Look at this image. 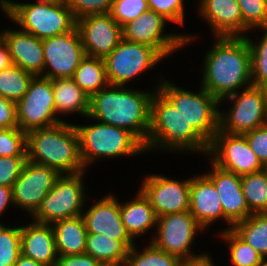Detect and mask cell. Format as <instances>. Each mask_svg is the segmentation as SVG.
<instances>
[{
	"label": "cell",
	"instance_id": "cell-34",
	"mask_svg": "<svg viewBox=\"0 0 267 266\" xmlns=\"http://www.w3.org/2000/svg\"><path fill=\"white\" fill-rule=\"evenodd\" d=\"M229 242L231 262L234 266H261L263 257L244 242L232 229L221 234Z\"/></svg>",
	"mask_w": 267,
	"mask_h": 266
},
{
	"label": "cell",
	"instance_id": "cell-35",
	"mask_svg": "<svg viewBox=\"0 0 267 266\" xmlns=\"http://www.w3.org/2000/svg\"><path fill=\"white\" fill-rule=\"evenodd\" d=\"M261 42H254L247 38L251 51V81L252 85L267 88V27Z\"/></svg>",
	"mask_w": 267,
	"mask_h": 266
},
{
	"label": "cell",
	"instance_id": "cell-47",
	"mask_svg": "<svg viewBox=\"0 0 267 266\" xmlns=\"http://www.w3.org/2000/svg\"><path fill=\"white\" fill-rule=\"evenodd\" d=\"M14 203L12 187L0 186V215L7 208V205Z\"/></svg>",
	"mask_w": 267,
	"mask_h": 266
},
{
	"label": "cell",
	"instance_id": "cell-24",
	"mask_svg": "<svg viewBox=\"0 0 267 266\" xmlns=\"http://www.w3.org/2000/svg\"><path fill=\"white\" fill-rule=\"evenodd\" d=\"M189 211L204 229L218 218L223 219L219 194L206 175L190 178Z\"/></svg>",
	"mask_w": 267,
	"mask_h": 266
},
{
	"label": "cell",
	"instance_id": "cell-12",
	"mask_svg": "<svg viewBox=\"0 0 267 266\" xmlns=\"http://www.w3.org/2000/svg\"><path fill=\"white\" fill-rule=\"evenodd\" d=\"M213 162L218 167L235 173L246 175L264 170V165L242 134H228L220 129L209 144V151Z\"/></svg>",
	"mask_w": 267,
	"mask_h": 266
},
{
	"label": "cell",
	"instance_id": "cell-14",
	"mask_svg": "<svg viewBox=\"0 0 267 266\" xmlns=\"http://www.w3.org/2000/svg\"><path fill=\"white\" fill-rule=\"evenodd\" d=\"M166 20L149 10L122 27L123 39L151 46L164 58L194 38L180 34L163 35Z\"/></svg>",
	"mask_w": 267,
	"mask_h": 266
},
{
	"label": "cell",
	"instance_id": "cell-5",
	"mask_svg": "<svg viewBox=\"0 0 267 266\" xmlns=\"http://www.w3.org/2000/svg\"><path fill=\"white\" fill-rule=\"evenodd\" d=\"M37 3H14L1 0L3 12L26 32L43 40L72 31L76 19L64 0H38Z\"/></svg>",
	"mask_w": 267,
	"mask_h": 266
},
{
	"label": "cell",
	"instance_id": "cell-31",
	"mask_svg": "<svg viewBox=\"0 0 267 266\" xmlns=\"http://www.w3.org/2000/svg\"><path fill=\"white\" fill-rule=\"evenodd\" d=\"M243 195L252 213L267 212V174L264 170L241 176Z\"/></svg>",
	"mask_w": 267,
	"mask_h": 266
},
{
	"label": "cell",
	"instance_id": "cell-3",
	"mask_svg": "<svg viewBox=\"0 0 267 266\" xmlns=\"http://www.w3.org/2000/svg\"><path fill=\"white\" fill-rule=\"evenodd\" d=\"M27 160L45 165L61 175L84 172L75 125L62 122L26 133Z\"/></svg>",
	"mask_w": 267,
	"mask_h": 266
},
{
	"label": "cell",
	"instance_id": "cell-38",
	"mask_svg": "<svg viewBox=\"0 0 267 266\" xmlns=\"http://www.w3.org/2000/svg\"><path fill=\"white\" fill-rule=\"evenodd\" d=\"M27 157L26 132L19 128L0 129V157Z\"/></svg>",
	"mask_w": 267,
	"mask_h": 266
},
{
	"label": "cell",
	"instance_id": "cell-25",
	"mask_svg": "<svg viewBox=\"0 0 267 266\" xmlns=\"http://www.w3.org/2000/svg\"><path fill=\"white\" fill-rule=\"evenodd\" d=\"M58 256L82 254L86 247L87 230L82 215L53 222Z\"/></svg>",
	"mask_w": 267,
	"mask_h": 266
},
{
	"label": "cell",
	"instance_id": "cell-20",
	"mask_svg": "<svg viewBox=\"0 0 267 266\" xmlns=\"http://www.w3.org/2000/svg\"><path fill=\"white\" fill-rule=\"evenodd\" d=\"M88 234H101L120 240L128 249L134 246L121 220L120 204L108 195L82 214Z\"/></svg>",
	"mask_w": 267,
	"mask_h": 266
},
{
	"label": "cell",
	"instance_id": "cell-16",
	"mask_svg": "<svg viewBox=\"0 0 267 266\" xmlns=\"http://www.w3.org/2000/svg\"><path fill=\"white\" fill-rule=\"evenodd\" d=\"M86 56L105 59L123 39L122 27L110 13L87 15L76 20Z\"/></svg>",
	"mask_w": 267,
	"mask_h": 266
},
{
	"label": "cell",
	"instance_id": "cell-21",
	"mask_svg": "<svg viewBox=\"0 0 267 266\" xmlns=\"http://www.w3.org/2000/svg\"><path fill=\"white\" fill-rule=\"evenodd\" d=\"M0 37L7 45L11 63L34 76L43 74L42 40L24 30L5 31Z\"/></svg>",
	"mask_w": 267,
	"mask_h": 266
},
{
	"label": "cell",
	"instance_id": "cell-15",
	"mask_svg": "<svg viewBox=\"0 0 267 266\" xmlns=\"http://www.w3.org/2000/svg\"><path fill=\"white\" fill-rule=\"evenodd\" d=\"M158 234L152 243L179 259L193 257L190 245L198 229H204L190 211L167 214L157 218Z\"/></svg>",
	"mask_w": 267,
	"mask_h": 266
},
{
	"label": "cell",
	"instance_id": "cell-26",
	"mask_svg": "<svg viewBox=\"0 0 267 266\" xmlns=\"http://www.w3.org/2000/svg\"><path fill=\"white\" fill-rule=\"evenodd\" d=\"M135 200L120 204V215L123 225L129 236L133 239L148 229L157 225V215L149 199L139 190Z\"/></svg>",
	"mask_w": 267,
	"mask_h": 266
},
{
	"label": "cell",
	"instance_id": "cell-19",
	"mask_svg": "<svg viewBox=\"0 0 267 266\" xmlns=\"http://www.w3.org/2000/svg\"><path fill=\"white\" fill-rule=\"evenodd\" d=\"M212 167L213 171L205 175L214 184L219 194L223 210V219L233 227L235 224L244 221L253 214L249 210L243 195L241 176L226 171L214 163Z\"/></svg>",
	"mask_w": 267,
	"mask_h": 266
},
{
	"label": "cell",
	"instance_id": "cell-45",
	"mask_svg": "<svg viewBox=\"0 0 267 266\" xmlns=\"http://www.w3.org/2000/svg\"><path fill=\"white\" fill-rule=\"evenodd\" d=\"M56 266H106L86 253L58 256Z\"/></svg>",
	"mask_w": 267,
	"mask_h": 266
},
{
	"label": "cell",
	"instance_id": "cell-41",
	"mask_svg": "<svg viewBox=\"0 0 267 266\" xmlns=\"http://www.w3.org/2000/svg\"><path fill=\"white\" fill-rule=\"evenodd\" d=\"M151 11L162 15L165 19L183 24L184 0H147Z\"/></svg>",
	"mask_w": 267,
	"mask_h": 266
},
{
	"label": "cell",
	"instance_id": "cell-36",
	"mask_svg": "<svg viewBox=\"0 0 267 266\" xmlns=\"http://www.w3.org/2000/svg\"><path fill=\"white\" fill-rule=\"evenodd\" d=\"M21 254V227L8 228L0 223V266H14Z\"/></svg>",
	"mask_w": 267,
	"mask_h": 266
},
{
	"label": "cell",
	"instance_id": "cell-42",
	"mask_svg": "<svg viewBox=\"0 0 267 266\" xmlns=\"http://www.w3.org/2000/svg\"><path fill=\"white\" fill-rule=\"evenodd\" d=\"M27 157H0V186L13 187Z\"/></svg>",
	"mask_w": 267,
	"mask_h": 266
},
{
	"label": "cell",
	"instance_id": "cell-4",
	"mask_svg": "<svg viewBox=\"0 0 267 266\" xmlns=\"http://www.w3.org/2000/svg\"><path fill=\"white\" fill-rule=\"evenodd\" d=\"M194 150L208 154L209 144L192 128L174 105L157 89L151 99L146 149Z\"/></svg>",
	"mask_w": 267,
	"mask_h": 266
},
{
	"label": "cell",
	"instance_id": "cell-13",
	"mask_svg": "<svg viewBox=\"0 0 267 266\" xmlns=\"http://www.w3.org/2000/svg\"><path fill=\"white\" fill-rule=\"evenodd\" d=\"M44 49L43 77L49 79L72 78L86 53L80 34L72 31L42 40ZM50 66V69H49ZM48 67L51 71H44Z\"/></svg>",
	"mask_w": 267,
	"mask_h": 266
},
{
	"label": "cell",
	"instance_id": "cell-28",
	"mask_svg": "<svg viewBox=\"0 0 267 266\" xmlns=\"http://www.w3.org/2000/svg\"><path fill=\"white\" fill-rule=\"evenodd\" d=\"M128 251L120 240L101 234H87L84 253L106 266H124Z\"/></svg>",
	"mask_w": 267,
	"mask_h": 266
},
{
	"label": "cell",
	"instance_id": "cell-22",
	"mask_svg": "<svg viewBox=\"0 0 267 266\" xmlns=\"http://www.w3.org/2000/svg\"><path fill=\"white\" fill-rule=\"evenodd\" d=\"M27 226L21 227V254L44 266H56L58 254L52 225L34 222Z\"/></svg>",
	"mask_w": 267,
	"mask_h": 266
},
{
	"label": "cell",
	"instance_id": "cell-1",
	"mask_svg": "<svg viewBox=\"0 0 267 266\" xmlns=\"http://www.w3.org/2000/svg\"><path fill=\"white\" fill-rule=\"evenodd\" d=\"M206 54L202 88L220 103L251 81V51L246 36L217 37Z\"/></svg>",
	"mask_w": 267,
	"mask_h": 266
},
{
	"label": "cell",
	"instance_id": "cell-40",
	"mask_svg": "<svg viewBox=\"0 0 267 266\" xmlns=\"http://www.w3.org/2000/svg\"><path fill=\"white\" fill-rule=\"evenodd\" d=\"M76 20L93 14L110 13L113 0H64Z\"/></svg>",
	"mask_w": 267,
	"mask_h": 266
},
{
	"label": "cell",
	"instance_id": "cell-30",
	"mask_svg": "<svg viewBox=\"0 0 267 266\" xmlns=\"http://www.w3.org/2000/svg\"><path fill=\"white\" fill-rule=\"evenodd\" d=\"M228 229H232L265 260L267 257V212L253 213L244 221Z\"/></svg>",
	"mask_w": 267,
	"mask_h": 266
},
{
	"label": "cell",
	"instance_id": "cell-29",
	"mask_svg": "<svg viewBox=\"0 0 267 266\" xmlns=\"http://www.w3.org/2000/svg\"><path fill=\"white\" fill-rule=\"evenodd\" d=\"M72 79L90 98L110 85L104 59L90 56L80 62Z\"/></svg>",
	"mask_w": 267,
	"mask_h": 266
},
{
	"label": "cell",
	"instance_id": "cell-43",
	"mask_svg": "<svg viewBox=\"0 0 267 266\" xmlns=\"http://www.w3.org/2000/svg\"><path fill=\"white\" fill-rule=\"evenodd\" d=\"M263 165L267 164V124L243 134Z\"/></svg>",
	"mask_w": 267,
	"mask_h": 266
},
{
	"label": "cell",
	"instance_id": "cell-11",
	"mask_svg": "<svg viewBox=\"0 0 267 266\" xmlns=\"http://www.w3.org/2000/svg\"><path fill=\"white\" fill-rule=\"evenodd\" d=\"M163 57L151 46L122 39L104 59L110 85L124 86Z\"/></svg>",
	"mask_w": 267,
	"mask_h": 266
},
{
	"label": "cell",
	"instance_id": "cell-17",
	"mask_svg": "<svg viewBox=\"0 0 267 266\" xmlns=\"http://www.w3.org/2000/svg\"><path fill=\"white\" fill-rule=\"evenodd\" d=\"M60 175L53 168L27 160L12 187L14 204L33 215Z\"/></svg>",
	"mask_w": 267,
	"mask_h": 266
},
{
	"label": "cell",
	"instance_id": "cell-39",
	"mask_svg": "<svg viewBox=\"0 0 267 266\" xmlns=\"http://www.w3.org/2000/svg\"><path fill=\"white\" fill-rule=\"evenodd\" d=\"M149 10L147 0H113L110 15L123 27Z\"/></svg>",
	"mask_w": 267,
	"mask_h": 266
},
{
	"label": "cell",
	"instance_id": "cell-2",
	"mask_svg": "<svg viewBox=\"0 0 267 266\" xmlns=\"http://www.w3.org/2000/svg\"><path fill=\"white\" fill-rule=\"evenodd\" d=\"M90 98L88 117L100 123L127 129L146 145L150 129V92L109 85Z\"/></svg>",
	"mask_w": 267,
	"mask_h": 266
},
{
	"label": "cell",
	"instance_id": "cell-32",
	"mask_svg": "<svg viewBox=\"0 0 267 266\" xmlns=\"http://www.w3.org/2000/svg\"><path fill=\"white\" fill-rule=\"evenodd\" d=\"M34 75L11 64L0 71V96L17 103L27 92Z\"/></svg>",
	"mask_w": 267,
	"mask_h": 266
},
{
	"label": "cell",
	"instance_id": "cell-51",
	"mask_svg": "<svg viewBox=\"0 0 267 266\" xmlns=\"http://www.w3.org/2000/svg\"><path fill=\"white\" fill-rule=\"evenodd\" d=\"M264 171H265L266 174H267V164L264 165Z\"/></svg>",
	"mask_w": 267,
	"mask_h": 266
},
{
	"label": "cell",
	"instance_id": "cell-6",
	"mask_svg": "<svg viewBox=\"0 0 267 266\" xmlns=\"http://www.w3.org/2000/svg\"><path fill=\"white\" fill-rule=\"evenodd\" d=\"M79 136L80 155L84 166L96 157L135 155L146 151L144 144L127 129L98 123L76 126Z\"/></svg>",
	"mask_w": 267,
	"mask_h": 266
},
{
	"label": "cell",
	"instance_id": "cell-18",
	"mask_svg": "<svg viewBox=\"0 0 267 266\" xmlns=\"http://www.w3.org/2000/svg\"><path fill=\"white\" fill-rule=\"evenodd\" d=\"M140 190L149 199L157 217L189 211L190 179L182 182L161 175H149Z\"/></svg>",
	"mask_w": 267,
	"mask_h": 266
},
{
	"label": "cell",
	"instance_id": "cell-50",
	"mask_svg": "<svg viewBox=\"0 0 267 266\" xmlns=\"http://www.w3.org/2000/svg\"><path fill=\"white\" fill-rule=\"evenodd\" d=\"M261 266H267V261L264 260V261L262 262Z\"/></svg>",
	"mask_w": 267,
	"mask_h": 266
},
{
	"label": "cell",
	"instance_id": "cell-37",
	"mask_svg": "<svg viewBox=\"0 0 267 266\" xmlns=\"http://www.w3.org/2000/svg\"><path fill=\"white\" fill-rule=\"evenodd\" d=\"M243 17V31L267 27V3L264 0H237Z\"/></svg>",
	"mask_w": 267,
	"mask_h": 266
},
{
	"label": "cell",
	"instance_id": "cell-9",
	"mask_svg": "<svg viewBox=\"0 0 267 266\" xmlns=\"http://www.w3.org/2000/svg\"><path fill=\"white\" fill-rule=\"evenodd\" d=\"M235 100L229 113H219V129L228 134H244L267 124V88L250 85L241 94L227 97Z\"/></svg>",
	"mask_w": 267,
	"mask_h": 266
},
{
	"label": "cell",
	"instance_id": "cell-27",
	"mask_svg": "<svg viewBox=\"0 0 267 266\" xmlns=\"http://www.w3.org/2000/svg\"><path fill=\"white\" fill-rule=\"evenodd\" d=\"M56 112L89 115L90 97L72 78L52 79Z\"/></svg>",
	"mask_w": 267,
	"mask_h": 266
},
{
	"label": "cell",
	"instance_id": "cell-23",
	"mask_svg": "<svg viewBox=\"0 0 267 266\" xmlns=\"http://www.w3.org/2000/svg\"><path fill=\"white\" fill-rule=\"evenodd\" d=\"M201 15L214 29L216 37H239L243 33V17L237 0H201Z\"/></svg>",
	"mask_w": 267,
	"mask_h": 266
},
{
	"label": "cell",
	"instance_id": "cell-48",
	"mask_svg": "<svg viewBox=\"0 0 267 266\" xmlns=\"http://www.w3.org/2000/svg\"><path fill=\"white\" fill-rule=\"evenodd\" d=\"M11 59L8 52L7 45L0 37V71L11 65Z\"/></svg>",
	"mask_w": 267,
	"mask_h": 266
},
{
	"label": "cell",
	"instance_id": "cell-46",
	"mask_svg": "<svg viewBox=\"0 0 267 266\" xmlns=\"http://www.w3.org/2000/svg\"><path fill=\"white\" fill-rule=\"evenodd\" d=\"M211 258L208 255H196L180 259L178 266H214Z\"/></svg>",
	"mask_w": 267,
	"mask_h": 266
},
{
	"label": "cell",
	"instance_id": "cell-8",
	"mask_svg": "<svg viewBox=\"0 0 267 266\" xmlns=\"http://www.w3.org/2000/svg\"><path fill=\"white\" fill-rule=\"evenodd\" d=\"M16 105L18 128L26 133L64 122L55 117L57 112L53 84L49 78L34 76L29 83L27 92Z\"/></svg>",
	"mask_w": 267,
	"mask_h": 266
},
{
	"label": "cell",
	"instance_id": "cell-49",
	"mask_svg": "<svg viewBox=\"0 0 267 266\" xmlns=\"http://www.w3.org/2000/svg\"><path fill=\"white\" fill-rule=\"evenodd\" d=\"M14 266H44V265L29 257L24 256L23 254H20Z\"/></svg>",
	"mask_w": 267,
	"mask_h": 266
},
{
	"label": "cell",
	"instance_id": "cell-10",
	"mask_svg": "<svg viewBox=\"0 0 267 266\" xmlns=\"http://www.w3.org/2000/svg\"><path fill=\"white\" fill-rule=\"evenodd\" d=\"M83 173L60 175L33 214L37 223L52 224L58 220L82 215L81 207L85 198L81 181Z\"/></svg>",
	"mask_w": 267,
	"mask_h": 266
},
{
	"label": "cell",
	"instance_id": "cell-7",
	"mask_svg": "<svg viewBox=\"0 0 267 266\" xmlns=\"http://www.w3.org/2000/svg\"><path fill=\"white\" fill-rule=\"evenodd\" d=\"M180 112L192 128L210 144L219 131L220 102L207 90L200 92L179 89L167 81L157 88Z\"/></svg>",
	"mask_w": 267,
	"mask_h": 266
},
{
	"label": "cell",
	"instance_id": "cell-33",
	"mask_svg": "<svg viewBox=\"0 0 267 266\" xmlns=\"http://www.w3.org/2000/svg\"><path fill=\"white\" fill-rule=\"evenodd\" d=\"M180 259L158 249L152 242L144 252L137 253L134 245L129 249L124 266H178Z\"/></svg>",
	"mask_w": 267,
	"mask_h": 266
},
{
	"label": "cell",
	"instance_id": "cell-44",
	"mask_svg": "<svg viewBox=\"0 0 267 266\" xmlns=\"http://www.w3.org/2000/svg\"><path fill=\"white\" fill-rule=\"evenodd\" d=\"M18 128L17 105L0 96V129Z\"/></svg>",
	"mask_w": 267,
	"mask_h": 266
}]
</instances>
